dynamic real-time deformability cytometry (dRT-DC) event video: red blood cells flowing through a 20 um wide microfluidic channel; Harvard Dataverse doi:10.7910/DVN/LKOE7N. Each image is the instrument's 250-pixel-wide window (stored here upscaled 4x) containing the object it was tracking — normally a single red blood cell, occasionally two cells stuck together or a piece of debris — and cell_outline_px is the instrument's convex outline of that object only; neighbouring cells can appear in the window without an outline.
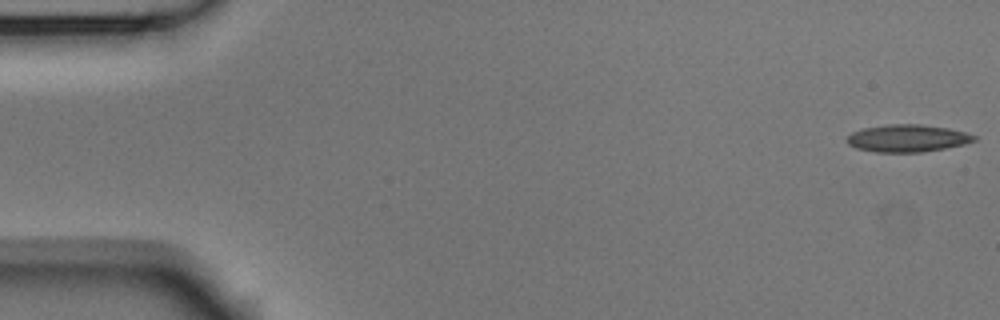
{"species": "Egyptian fruit bat (a non-hibernating species)", "species_latin": "Rousettus aegyptiacus", "temperature_condition": "room temperature", "stored_images_in_passage": 47, "camera_frame_rate_fps": 3000, "um_per_image_px": 0.085, "animal": {"sex": "male"}, "frame": {"image": 1, "passage_image": 1, "time_ms": 0.0, "image_size_px": [1000, 320], "cell_outline_px": [[976, 140], [964, 144], [944, 148], [920, 152], [876, 152], [856, 148], [848, 144], [844, 140], [852, 132], [864, 128], [888, 124], [920, 124], [948, 128], [964, 132], [976, 136]], "centroid_in_image_um": [77.09, 11.75], "position_along_channel_um": 7.9, "area_um2": 20.17}}
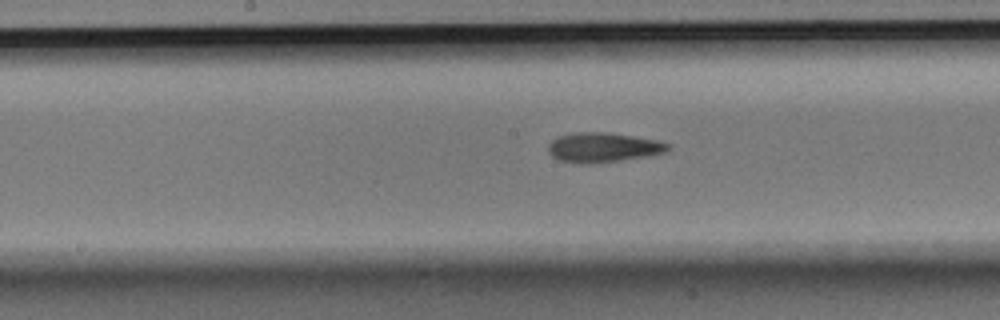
{"frame": {"image": 2, "passage_image": 27, "time_ms": 8.667, "image_size_px": [1000, 320], "cell_outline_px": [[672, 148], [664, 152], [648, 156], [620, 160], [588, 164], [580, 164], [560, 160], [552, 156], [548, 152], [548, 144], [552, 140], [560, 136], [576, 132], [604, 132], [632, 136], [656, 140], [672, 144]], "centroid_in_image_um": [51.27, 12.53], "position_along_channel_um": 196.9, "area_um2": 20.63}}
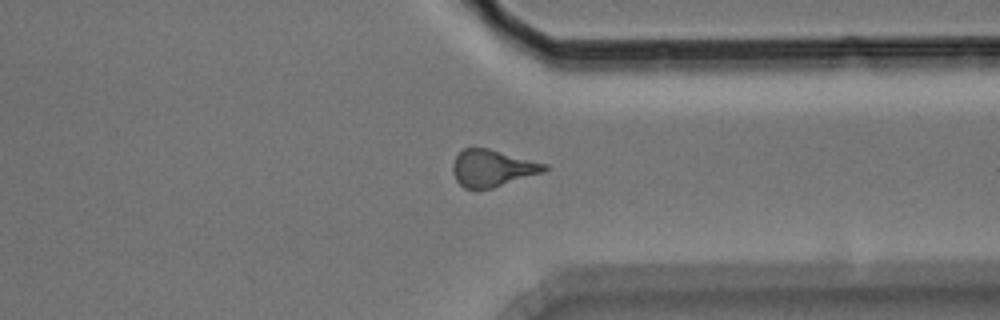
{"frame": {"image": 3, "passage_image": 41, "time_ms": 13.333, "image_size_px": [1000, 320], "cell_outline_px": [[548, 168], [544, 172], [492, 188], [476, 192], [464, 188], [456, 180], [452, 172], [452, 164], [456, 156], [464, 148], [488, 148], [548, 164]], "centroid_in_image_um": [41.82, 14.32], "position_along_channel_um": 369.6, "area_um2": 20.0}}